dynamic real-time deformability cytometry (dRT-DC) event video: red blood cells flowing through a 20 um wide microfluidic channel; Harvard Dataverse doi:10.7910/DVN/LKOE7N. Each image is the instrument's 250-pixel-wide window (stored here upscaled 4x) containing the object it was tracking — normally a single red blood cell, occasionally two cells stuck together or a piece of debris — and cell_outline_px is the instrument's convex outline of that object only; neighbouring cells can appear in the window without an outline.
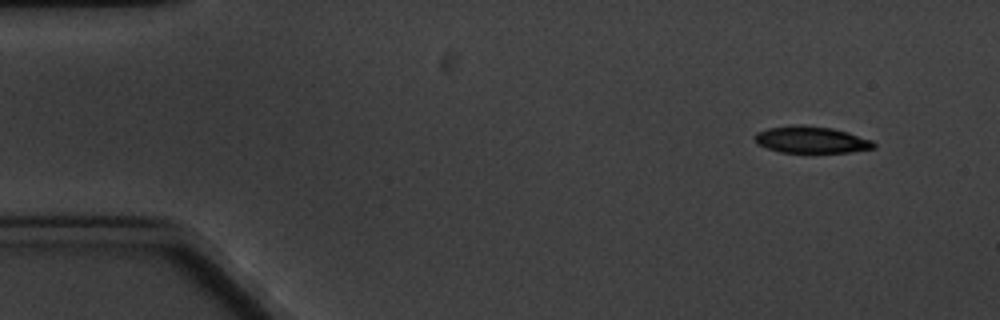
{"species": "common noctule bat (a hibernating species)", "species_latin": "Nyctalus noctula", "temperature_condition": "cold", "stored_images_in_passage": 9, "camera_frame_rate_fps": 3000, "um_per_image_px": 0.085, "animal": {"sex": "male", "body_mass_g": 20.1, "forearm_length_mm": 53.5}, "frame": {"image": 1, "passage_image": 1, "time_ms": 0.0, "image_size_px": [1000, 320], "cell_outline_px": [[876, 148], [852, 152], [780, 152], [756, 144], [752, 136], [756, 132], [768, 128], [796, 124], [804, 124], [832, 128], [848, 132], [872, 140], [876, 144]], "centroid_in_image_um": [68.94, 11.87], "position_along_channel_um": 16.1, "area_um2": 18.79}}